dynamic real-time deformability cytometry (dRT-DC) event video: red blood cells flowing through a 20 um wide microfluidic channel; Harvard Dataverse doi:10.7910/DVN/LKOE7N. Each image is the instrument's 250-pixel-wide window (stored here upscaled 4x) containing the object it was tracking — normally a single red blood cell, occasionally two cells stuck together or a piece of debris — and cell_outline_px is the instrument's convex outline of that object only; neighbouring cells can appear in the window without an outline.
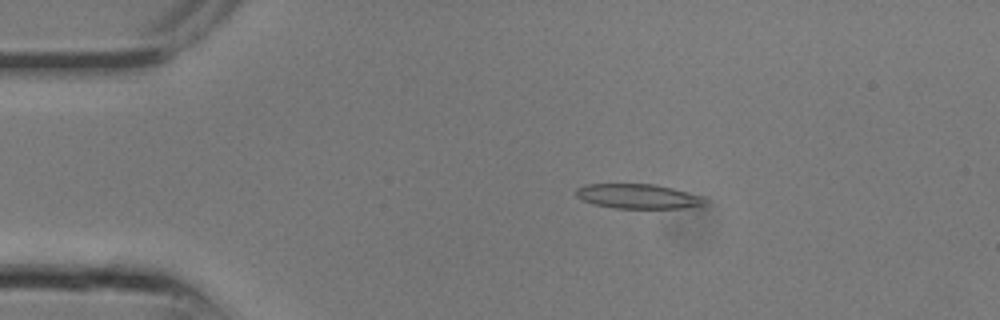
{"species": "common noctule bat (a hibernating species)", "species_latin": "Nyctalus noctula", "temperature_condition": "room temperature", "stored_images_in_passage": 12, "camera_frame_rate_fps": 3000, "um_per_image_px": 0.085, "animal": {"sex": "male", "body_mass_g": 13.3}, "frame": {"image": 1, "passage_image": 3, "time_ms": 0.667, "image_size_px": [1000, 320], "cell_outline_px": [[708, 200], [704, 204], [684, 208], [616, 208], [592, 204], [576, 196], [576, 188], [584, 184], [656, 184], [672, 188], [700, 196]], "centroid_in_image_um": [54.19, 16.68], "position_along_channel_um": 30.8, "area_um2": 18.38}}
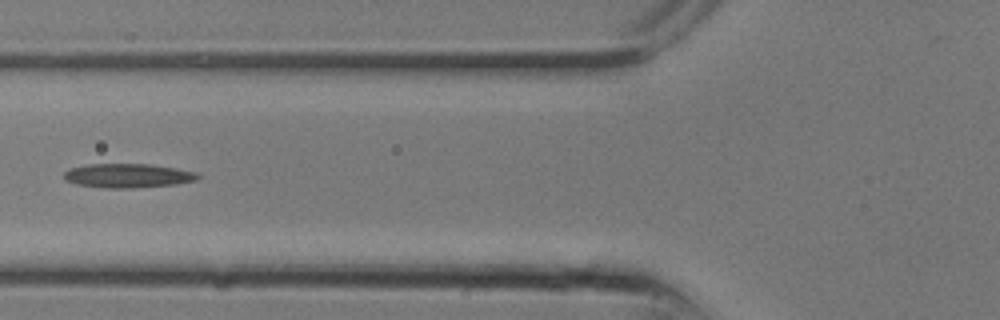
{"frame": {"image": 2, "passage_image": 8, "time_ms": 2.333, "image_size_px": [1000, 320], "cell_outline_px": [[200, 176], [196, 180], [176, 184], [132, 188], [104, 188], [76, 184], [64, 180], [64, 172], [68, 168], [88, 164], [152, 164], [176, 168], [196, 172]], "centroid_in_image_um": [10.84, 14.93], "position_along_channel_um": 115.0, "area_um2": 18.9}}
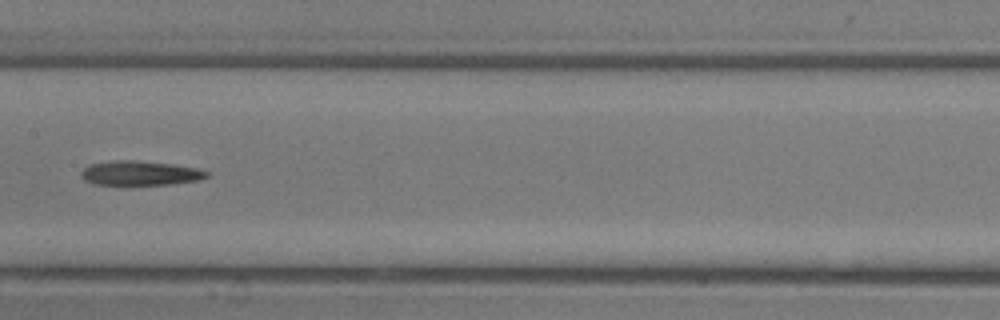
{"frame": {"image": 3, "passage_image": 11, "time_ms": 3.333, "image_size_px": [1000, 320], "cell_outline_px": [[208, 176], [200, 180], [168, 184], [92, 184], [84, 180], [80, 176], [80, 172], [88, 164], [116, 160], [128, 160], [172, 164], [196, 168], [208, 172]], "centroid_in_image_um": [11.86, 14.71], "position_along_channel_um": 195.5, "area_um2": 17.69}}